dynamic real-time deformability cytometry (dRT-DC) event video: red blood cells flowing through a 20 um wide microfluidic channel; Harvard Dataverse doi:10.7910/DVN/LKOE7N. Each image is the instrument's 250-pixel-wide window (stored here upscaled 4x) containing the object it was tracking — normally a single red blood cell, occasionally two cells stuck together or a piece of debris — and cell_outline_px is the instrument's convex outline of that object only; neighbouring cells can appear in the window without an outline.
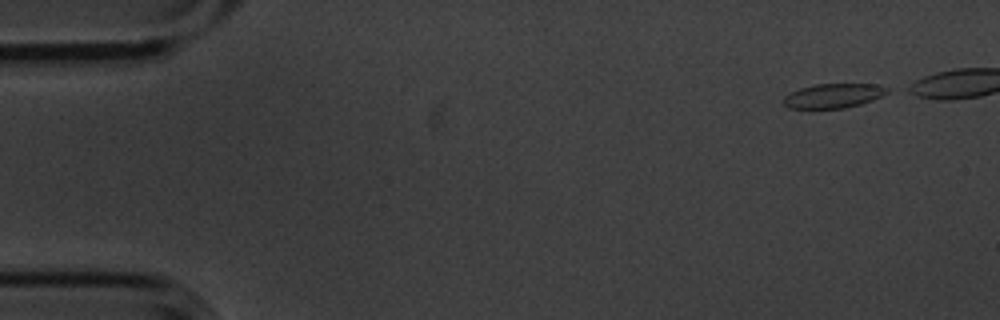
{"species": "common noctule bat (a hibernating species)", "species_latin": "Nyctalus noctula", "temperature_condition": "cold", "stored_images_in_passage": 7, "camera_frame_rate_fps": 3000, "um_per_image_px": 0.085, "animal": {"sex": "male", "body_mass_g": 20.1, "forearm_length_mm": 53.5}, "frame": {"image": 1, "passage_image": 1, "time_ms": 0.0, "image_size_px": [1000, 320], "cell_outline_px": [[888, 92], [872, 100], [860, 104], [844, 108], [788, 108], [784, 104], [784, 96], [800, 88], [816, 84], [880, 84], [888, 88]], "centroid_in_image_um": [70.85, 8.13], "position_along_channel_um": 14.2, "area_um2": 14.57}}
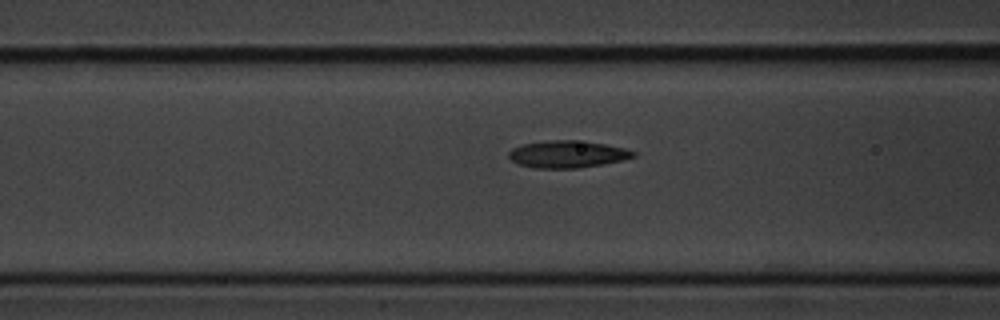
{"frame": {"image": 2, "passage_image": 7, "time_ms": 2.0, "image_size_px": [1000, 320], "cell_outline_px": [[636, 156], [624, 160], [604, 164], [580, 168], [532, 168], [520, 164], [512, 160], [508, 156], [508, 152], [512, 148], [524, 144], [548, 140], [572, 140], [604, 144], [624, 148], [636, 152]], "centroid_in_image_um": [48.24, 13.11], "position_along_channel_um": 118.4, "area_um2": 19.65}}